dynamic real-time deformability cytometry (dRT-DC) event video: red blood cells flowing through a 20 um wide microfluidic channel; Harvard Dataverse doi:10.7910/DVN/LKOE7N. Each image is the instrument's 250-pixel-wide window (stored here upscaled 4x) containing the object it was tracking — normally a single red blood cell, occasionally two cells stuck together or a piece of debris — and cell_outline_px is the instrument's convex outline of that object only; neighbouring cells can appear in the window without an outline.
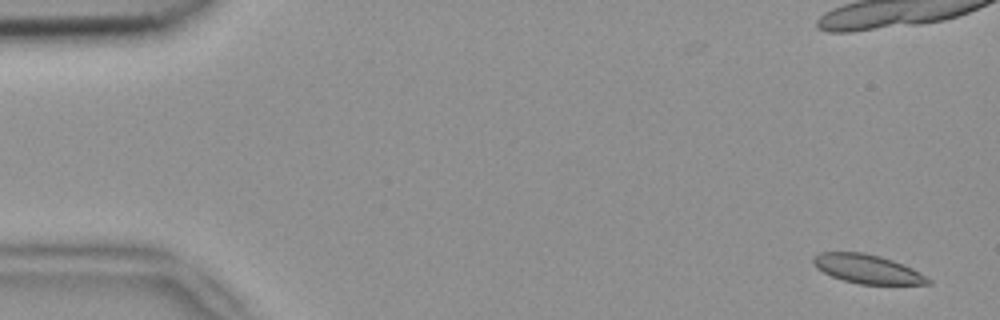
{"species": "common noctule bat (a hibernating species)", "species_latin": "Nyctalus noctula", "temperature_condition": "room temperature", "stored_images_in_passage": 8, "camera_frame_rate_fps": 3000, "um_per_image_px": 0.085, "animal": {"sex": "female", "body_mass_g": 18.4}, "frame": {"image": 1, "passage_image": 1, "time_ms": 0.0, "image_size_px": [1000, 320], "cell_outline_px": [[932, 284], [860, 284], [844, 280], [832, 276], [816, 268], [812, 260], [812, 256], [820, 252], [864, 252], [880, 256], [892, 260], [912, 268], [932, 280]], "centroid_in_image_um": [73.71, 22.85], "position_along_channel_um": 11.3, "area_um2": 19.25}}